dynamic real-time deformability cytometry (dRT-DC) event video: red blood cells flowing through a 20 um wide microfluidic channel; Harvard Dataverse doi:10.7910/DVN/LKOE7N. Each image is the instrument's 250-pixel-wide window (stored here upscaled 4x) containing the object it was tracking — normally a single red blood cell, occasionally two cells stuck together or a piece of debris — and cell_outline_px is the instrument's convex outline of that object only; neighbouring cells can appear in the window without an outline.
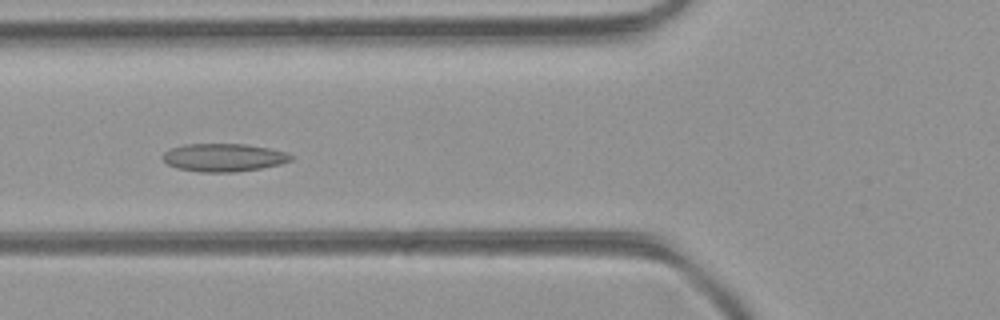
{"species": "common noctule bat (a hibernating species)", "species_latin": "Nyctalus noctula", "temperature_condition": "room temperature", "stored_images_in_passage": 47, "camera_frame_rate_fps": 3000, "um_per_image_px": 0.085, "animal": {"sex": "female", "body_mass_g": 21.9}, "frame": {"image": 1, "passage_image": 15, "time_ms": 4.667, "image_size_px": [1000, 320], "cell_outline_px": [[292, 160], [280, 164], [260, 168], [236, 172], [200, 172], [176, 168], [168, 164], [160, 156], [168, 148], [184, 144], [244, 144], [268, 148], [284, 152], [292, 156]], "centroid_in_image_um": [18.94, 13.39], "position_along_channel_um": 106.9, "area_um2": 20.92}}
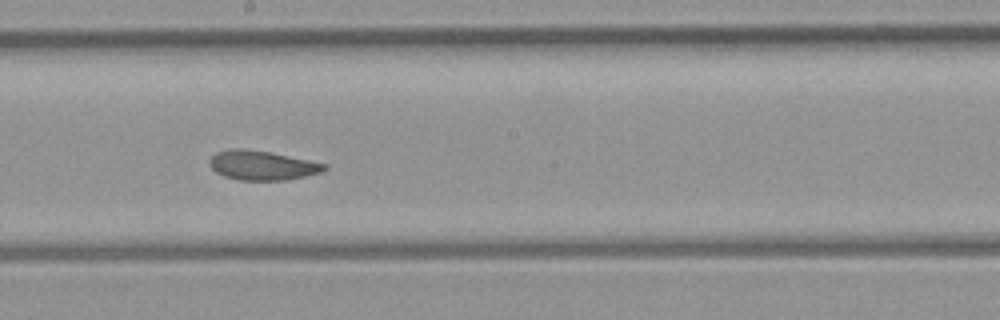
{"frame": {"image": 2, "passage_image": 24, "time_ms": 7.667, "image_size_px": [1000, 320], "cell_outline_px": [[328, 168], [320, 172], [288, 180], [240, 180], [224, 176], [216, 172], [208, 164], [208, 160], [216, 152], [232, 148], [240, 148], [268, 152], [328, 164]], "centroid_in_image_um": [22.25, 14.06], "position_along_channel_um": 225.9, "area_um2": 19.54}}
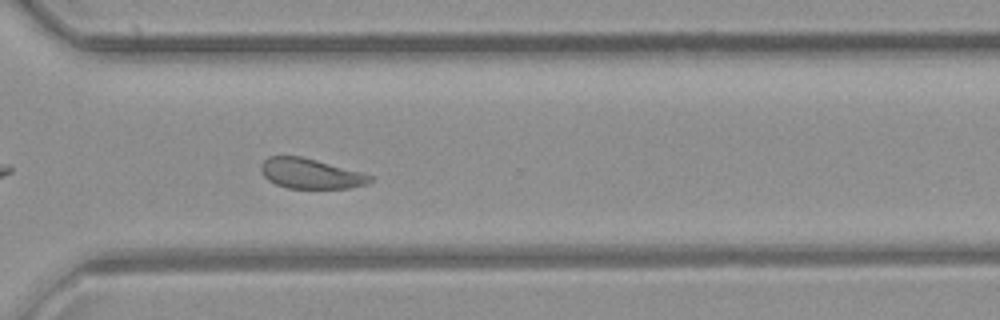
{"frame": {"image": 3, "passage_image": 33, "time_ms": 10.667, "image_size_px": [1000, 320], "cell_outline_px": [[372, 180], [368, 184], [348, 188], [288, 188], [276, 184], [268, 180], [260, 172], [260, 164], [268, 156], [300, 156], [316, 160], [360, 172], [372, 176]], "centroid_in_image_um": [26.35, 14.75], "position_along_channel_um": 344.2, "area_um2": 19.02}, "authors_computed_cell_mechanics": {"area_um2": 20.4612, "velocity_mm_per_s": 3.9534, "shape_relaxation_time_tau1_ms": 6.5013, "shape_relaxation_time_tau2_ms": 2.3539, "deformation_change_tau1": 0.1187, "deformation_change_tau2": 0.0725}}